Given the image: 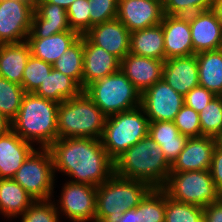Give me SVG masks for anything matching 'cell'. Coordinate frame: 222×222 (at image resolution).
<instances>
[{"instance_id": "obj_1", "label": "cell", "mask_w": 222, "mask_h": 222, "mask_svg": "<svg viewBox=\"0 0 222 222\" xmlns=\"http://www.w3.org/2000/svg\"><path fill=\"white\" fill-rule=\"evenodd\" d=\"M56 171L72 177L71 182L100 186L114 174V161L104 149L101 139H57L50 147Z\"/></svg>"}, {"instance_id": "obj_2", "label": "cell", "mask_w": 222, "mask_h": 222, "mask_svg": "<svg viewBox=\"0 0 222 222\" xmlns=\"http://www.w3.org/2000/svg\"><path fill=\"white\" fill-rule=\"evenodd\" d=\"M171 164L161 147L147 134L114 161V173L141 180L152 188H162L168 180Z\"/></svg>"}, {"instance_id": "obj_3", "label": "cell", "mask_w": 222, "mask_h": 222, "mask_svg": "<svg viewBox=\"0 0 222 222\" xmlns=\"http://www.w3.org/2000/svg\"><path fill=\"white\" fill-rule=\"evenodd\" d=\"M59 103L34 93H25L20 110L11 122V129L23 140L49 148L57 139Z\"/></svg>"}, {"instance_id": "obj_4", "label": "cell", "mask_w": 222, "mask_h": 222, "mask_svg": "<svg viewBox=\"0 0 222 222\" xmlns=\"http://www.w3.org/2000/svg\"><path fill=\"white\" fill-rule=\"evenodd\" d=\"M107 116L82 91L78 96L61 102L57 110L58 139H101Z\"/></svg>"}, {"instance_id": "obj_5", "label": "cell", "mask_w": 222, "mask_h": 222, "mask_svg": "<svg viewBox=\"0 0 222 222\" xmlns=\"http://www.w3.org/2000/svg\"><path fill=\"white\" fill-rule=\"evenodd\" d=\"M152 187L141 180L115 173L97 186L95 222H119L128 209H135Z\"/></svg>"}, {"instance_id": "obj_6", "label": "cell", "mask_w": 222, "mask_h": 222, "mask_svg": "<svg viewBox=\"0 0 222 222\" xmlns=\"http://www.w3.org/2000/svg\"><path fill=\"white\" fill-rule=\"evenodd\" d=\"M83 91L107 117L141 105V92L120 69L92 82Z\"/></svg>"}, {"instance_id": "obj_7", "label": "cell", "mask_w": 222, "mask_h": 222, "mask_svg": "<svg viewBox=\"0 0 222 222\" xmlns=\"http://www.w3.org/2000/svg\"><path fill=\"white\" fill-rule=\"evenodd\" d=\"M149 120L141 107L107 117L101 142L115 161L148 134Z\"/></svg>"}, {"instance_id": "obj_8", "label": "cell", "mask_w": 222, "mask_h": 222, "mask_svg": "<svg viewBox=\"0 0 222 222\" xmlns=\"http://www.w3.org/2000/svg\"><path fill=\"white\" fill-rule=\"evenodd\" d=\"M162 189L171 199L205 207L220 199L209 170L170 172Z\"/></svg>"}, {"instance_id": "obj_9", "label": "cell", "mask_w": 222, "mask_h": 222, "mask_svg": "<svg viewBox=\"0 0 222 222\" xmlns=\"http://www.w3.org/2000/svg\"><path fill=\"white\" fill-rule=\"evenodd\" d=\"M39 149L30 153L12 179L34 200H50L55 183L53 157L49 148Z\"/></svg>"}, {"instance_id": "obj_10", "label": "cell", "mask_w": 222, "mask_h": 222, "mask_svg": "<svg viewBox=\"0 0 222 222\" xmlns=\"http://www.w3.org/2000/svg\"><path fill=\"white\" fill-rule=\"evenodd\" d=\"M34 3L27 0L0 2V44L27 40L31 30Z\"/></svg>"}, {"instance_id": "obj_11", "label": "cell", "mask_w": 222, "mask_h": 222, "mask_svg": "<svg viewBox=\"0 0 222 222\" xmlns=\"http://www.w3.org/2000/svg\"><path fill=\"white\" fill-rule=\"evenodd\" d=\"M62 188L57 211L73 222H95L97 187L67 181Z\"/></svg>"}, {"instance_id": "obj_12", "label": "cell", "mask_w": 222, "mask_h": 222, "mask_svg": "<svg viewBox=\"0 0 222 222\" xmlns=\"http://www.w3.org/2000/svg\"><path fill=\"white\" fill-rule=\"evenodd\" d=\"M184 105V96L163 79L141 93V105L149 122L174 121Z\"/></svg>"}, {"instance_id": "obj_13", "label": "cell", "mask_w": 222, "mask_h": 222, "mask_svg": "<svg viewBox=\"0 0 222 222\" xmlns=\"http://www.w3.org/2000/svg\"><path fill=\"white\" fill-rule=\"evenodd\" d=\"M163 6L150 0H118L117 19L131 32L162 22Z\"/></svg>"}, {"instance_id": "obj_14", "label": "cell", "mask_w": 222, "mask_h": 222, "mask_svg": "<svg viewBox=\"0 0 222 222\" xmlns=\"http://www.w3.org/2000/svg\"><path fill=\"white\" fill-rule=\"evenodd\" d=\"M189 25L194 54L220 49L222 24L212 9L189 15Z\"/></svg>"}, {"instance_id": "obj_15", "label": "cell", "mask_w": 222, "mask_h": 222, "mask_svg": "<svg viewBox=\"0 0 222 222\" xmlns=\"http://www.w3.org/2000/svg\"><path fill=\"white\" fill-rule=\"evenodd\" d=\"M84 35L120 61L129 53L130 31L118 19L94 25Z\"/></svg>"}, {"instance_id": "obj_16", "label": "cell", "mask_w": 222, "mask_h": 222, "mask_svg": "<svg viewBox=\"0 0 222 222\" xmlns=\"http://www.w3.org/2000/svg\"><path fill=\"white\" fill-rule=\"evenodd\" d=\"M165 60L194 55L189 15H164L162 19Z\"/></svg>"}, {"instance_id": "obj_17", "label": "cell", "mask_w": 222, "mask_h": 222, "mask_svg": "<svg viewBox=\"0 0 222 222\" xmlns=\"http://www.w3.org/2000/svg\"><path fill=\"white\" fill-rule=\"evenodd\" d=\"M119 69L120 60L116 56L94 45L83 35V90L92 82L107 77Z\"/></svg>"}, {"instance_id": "obj_18", "label": "cell", "mask_w": 222, "mask_h": 222, "mask_svg": "<svg viewBox=\"0 0 222 222\" xmlns=\"http://www.w3.org/2000/svg\"><path fill=\"white\" fill-rule=\"evenodd\" d=\"M218 139L208 136L188 138L170 172L209 170Z\"/></svg>"}, {"instance_id": "obj_19", "label": "cell", "mask_w": 222, "mask_h": 222, "mask_svg": "<svg viewBox=\"0 0 222 222\" xmlns=\"http://www.w3.org/2000/svg\"><path fill=\"white\" fill-rule=\"evenodd\" d=\"M164 61L128 53L120 61V70L142 93L162 80Z\"/></svg>"}, {"instance_id": "obj_20", "label": "cell", "mask_w": 222, "mask_h": 222, "mask_svg": "<svg viewBox=\"0 0 222 222\" xmlns=\"http://www.w3.org/2000/svg\"><path fill=\"white\" fill-rule=\"evenodd\" d=\"M69 27L67 10L52 3H34L31 30L27 38H46Z\"/></svg>"}, {"instance_id": "obj_21", "label": "cell", "mask_w": 222, "mask_h": 222, "mask_svg": "<svg viewBox=\"0 0 222 222\" xmlns=\"http://www.w3.org/2000/svg\"><path fill=\"white\" fill-rule=\"evenodd\" d=\"M162 79L183 96L199 86L196 54L166 59Z\"/></svg>"}, {"instance_id": "obj_22", "label": "cell", "mask_w": 222, "mask_h": 222, "mask_svg": "<svg viewBox=\"0 0 222 222\" xmlns=\"http://www.w3.org/2000/svg\"><path fill=\"white\" fill-rule=\"evenodd\" d=\"M33 144L23 140L12 129L0 136V179L13 178L34 150Z\"/></svg>"}, {"instance_id": "obj_23", "label": "cell", "mask_w": 222, "mask_h": 222, "mask_svg": "<svg viewBox=\"0 0 222 222\" xmlns=\"http://www.w3.org/2000/svg\"><path fill=\"white\" fill-rule=\"evenodd\" d=\"M31 55L27 41L0 44V77L22 86V78Z\"/></svg>"}, {"instance_id": "obj_24", "label": "cell", "mask_w": 222, "mask_h": 222, "mask_svg": "<svg viewBox=\"0 0 222 222\" xmlns=\"http://www.w3.org/2000/svg\"><path fill=\"white\" fill-rule=\"evenodd\" d=\"M76 31H63L46 38H27L31 55L53 64L78 39Z\"/></svg>"}, {"instance_id": "obj_25", "label": "cell", "mask_w": 222, "mask_h": 222, "mask_svg": "<svg viewBox=\"0 0 222 222\" xmlns=\"http://www.w3.org/2000/svg\"><path fill=\"white\" fill-rule=\"evenodd\" d=\"M148 134L161 147L171 165L178 158L188 140L179 132L174 121L149 122Z\"/></svg>"}, {"instance_id": "obj_26", "label": "cell", "mask_w": 222, "mask_h": 222, "mask_svg": "<svg viewBox=\"0 0 222 222\" xmlns=\"http://www.w3.org/2000/svg\"><path fill=\"white\" fill-rule=\"evenodd\" d=\"M129 53L165 61L162 24L131 32Z\"/></svg>"}, {"instance_id": "obj_27", "label": "cell", "mask_w": 222, "mask_h": 222, "mask_svg": "<svg viewBox=\"0 0 222 222\" xmlns=\"http://www.w3.org/2000/svg\"><path fill=\"white\" fill-rule=\"evenodd\" d=\"M199 86L216 96H222V51L220 49L196 54Z\"/></svg>"}, {"instance_id": "obj_28", "label": "cell", "mask_w": 222, "mask_h": 222, "mask_svg": "<svg viewBox=\"0 0 222 222\" xmlns=\"http://www.w3.org/2000/svg\"><path fill=\"white\" fill-rule=\"evenodd\" d=\"M34 201L12 178L0 179V213L7 219L21 216Z\"/></svg>"}, {"instance_id": "obj_29", "label": "cell", "mask_w": 222, "mask_h": 222, "mask_svg": "<svg viewBox=\"0 0 222 222\" xmlns=\"http://www.w3.org/2000/svg\"><path fill=\"white\" fill-rule=\"evenodd\" d=\"M82 91L83 89L71 77L53 68L34 94L60 104L78 96Z\"/></svg>"}, {"instance_id": "obj_30", "label": "cell", "mask_w": 222, "mask_h": 222, "mask_svg": "<svg viewBox=\"0 0 222 222\" xmlns=\"http://www.w3.org/2000/svg\"><path fill=\"white\" fill-rule=\"evenodd\" d=\"M53 68L71 77L82 88L83 35L52 64Z\"/></svg>"}, {"instance_id": "obj_31", "label": "cell", "mask_w": 222, "mask_h": 222, "mask_svg": "<svg viewBox=\"0 0 222 222\" xmlns=\"http://www.w3.org/2000/svg\"><path fill=\"white\" fill-rule=\"evenodd\" d=\"M166 192L152 188L137 206L138 222H164Z\"/></svg>"}, {"instance_id": "obj_32", "label": "cell", "mask_w": 222, "mask_h": 222, "mask_svg": "<svg viewBox=\"0 0 222 222\" xmlns=\"http://www.w3.org/2000/svg\"><path fill=\"white\" fill-rule=\"evenodd\" d=\"M25 93L21 85L0 77V114L12 122L20 110Z\"/></svg>"}, {"instance_id": "obj_33", "label": "cell", "mask_w": 222, "mask_h": 222, "mask_svg": "<svg viewBox=\"0 0 222 222\" xmlns=\"http://www.w3.org/2000/svg\"><path fill=\"white\" fill-rule=\"evenodd\" d=\"M201 136L218 139L222 134V96H215L199 113Z\"/></svg>"}, {"instance_id": "obj_34", "label": "cell", "mask_w": 222, "mask_h": 222, "mask_svg": "<svg viewBox=\"0 0 222 222\" xmlns=\"http://www.w3.org/2000/svg\"><path fill=\"white\" fill-rule=\"evenodd\" d=\"M52 69V64L30 55L22 78V87L24 91L26 93H34L42 82H44Z\"/></svg>"}, {"instance_id": "obj_35", "label": "cell", "mask_w": 222, "mask_h": 222, "mask_svg": "<svg viewBox=\"0 0 222 222\" xmlns=\"http://www.w3.org/2000/svg\"><path fill=\"white\" fill-rule=\"evenodd\" d=\"M202 220V207L175 201L166 194L164 222H201Z\"/></svg>"}, {"instance_id": "obj_36", "label": "cell", "mask_w": 222, "mask_h": 222, "mask_svg": "<svg viewBox=\"0 0 222 222\" xmlns=\"http://www.w3.org/2000/svg\"><path fill=\"white\" fill-rule=\"evenodd\" d=\"M60 212L52 200H35L20 216L21 222H60Z\"/></svg>"}, {"instance_id": "obj_37", "label": "cell", "mask_w": 222, "mask_h": 222, "mask_svg": "<svg viewBox=\"0 0 222 222\" xmlns=\"http://www.w3.org/2000/svg\"><path fill=\"white\" fill-rule=\"evenodd\" d=\"M216 0H165L164 15L188 16L196 12L211 10Z\"/></svg>"}, {"instance_id": "obj_38", "label": "cell", "mask_w": 222, "mask_h": 222, "mask_svg": "<svg viewBox=\"0 0 222 222\" xmlns=\"http://www.w3.org/2000/svg\"><path fill=\"white\" fill-rule=\"evenodd\" d=\"M66 10L70 29L84 35L90 29L89 1L76 0Z\"/></svg>"}, {"instance_id": "obj_39", "label": "cell", "mask_w": 222, "mask_h": 222, "mask_svg": "<svg viewBox=\"0 0 222 222\" xmlns=\"http://www.w3.org/2000/svg\"><path fill=\"white\" fill-rule=\"evenodd\" d=\"M90 28L117 19L118 0H88Z\"/></svg>"}, {"instance_id": "obj_40", "label": "cell", "mask_w": 222, "mask_h": 222, "mask_svg": "<svg viewBox=\"0 0 222 222\" xmlns=\"http://www.w3.org/2000/svg\"><path fill=\"white\" fill-rule=\"evenodd\" d=\"M174 123L179 132L187 138L201 136L199 113L185 104L176 114Z\"/></svg>"}, {"instance_id": "obj_41", "label": "cell", "mask_w": 222, "mask_h": 222, "mask_svg": "<svg viewBox=\"0 0 222 222\" xmlns=\"http://www.w3.org/2000/svg\"><path fill=\"white\" fill-rule=\"evenodd\" d=\"M216 95L205 87L197 86L184 96V104L200 113Z\"/></svg>"}, {"instance_id": "obj_42", "label": "cell", "mask_w": 222, "mask_h": 222, "mask_svg": "<svg viewBox=\"0 0 222 222\" xmlns=\"http://www.w3.org/2000/svg\"><path fill=\"white\" fill-rule=\"evenodd\" d=\"M209 171L216 189L222 193V147L218 143L214 148Z\"/></svg>"}, {"instance_id": "obj_43", "label": "cell", "mask_w": 222, "mask_h": 222, "mask_svg": "<svg viewBox=\"0 0 222 222\" xmlns=\"http://www.w3.org/2000/svg\"><path fill=\"white\" fill-rule=\"evenodd\" d=\"M205 222H222V199L203 207Z\"/></svg>"}, {"instance_id": "obj_44", "label": "cell", "mask_w": 222, "mask_h": 222, "mask_svg": "<svg viewBox=\"0 0 222 222\" xmlns=\"http://www.w3.org/2000/svg\"><path fill=\"white\" fill-rule=\"evenodd\" d=\"M119 222H138V219H137V207L135 209H128V210H126L122 214Z\"/></svg>"}, {"instance_id": "obj_45", "label": "cell", "mask_w": 222, "mask_h": 222, "mask_svg": "<svg viewBox=\"0 0 222 222\" xmlns=\"http://www.w3.org/2000/svg\"><path fill=\"white\" fill-rule=\"evenodd\" d=\"M76 0H37L35 3H52L67 9Z\"/></svg>"}, {"instance_id": "obj_46", "label": "cell", "mask_w": 222, "mask_h": 222, "mask_svg": "<svg viewBox=\"0 0 222 222\" xmlns=\"http://www.w3.org/2000/svg\"><path fill=\"white\" fill-rule=\"evenodd\" d=\"M11 129V122L0 114V136Z\"/></svg>"}, {"instance_id": "obj_47", "label": "cell", "mask_w": 222, "mask_h": 222, "mask_svg": "<svg viewBox=\"0 0 222 222\" xmlns=\"http://www.w3.org/2000/svg\"><path fill=\"white\" fill-rule=\"evenodd\" d=\"M212 10L215 12L217 19L222 24V0H216Z\"/></svg>"}, {"instance_id": "obj_48", "label": "cell", "mask_w": 222, "mask_h": 222, "mask_svg": "<svg viewBox=\"0 0 222 222\" xmlns=\"http://www.w3.org/2000/svg\"><path fill=\"white\" fill-rule=\"evenodd\" d=\"M150 1L159 3V4H161L162 6L164 5V2H165V0H150Z\"/></svg>"}, {"instance_id": "obj_49", "label": "cell", "mask_w": 222, "mask_h": 222, "mask_svg": "<svg viewBox=\"0 0 222 222\" xmlns=\"http://www.w3.org/2000/svg\"><path fill=\"white\" fill-rule=\"evenodd\" d=\"M218 144L222 147V134H221V136L218 138Z\"/></svg>"}]
</instances>
